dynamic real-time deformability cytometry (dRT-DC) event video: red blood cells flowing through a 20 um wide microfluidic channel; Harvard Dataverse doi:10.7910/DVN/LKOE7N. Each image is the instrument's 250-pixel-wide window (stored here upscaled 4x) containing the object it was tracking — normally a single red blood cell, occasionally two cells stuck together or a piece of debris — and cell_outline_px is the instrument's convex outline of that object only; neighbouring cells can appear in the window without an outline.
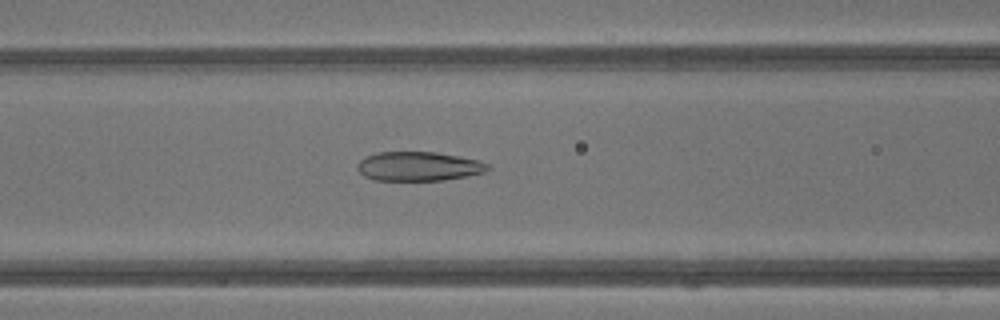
{"species": "common noctule bat (a hibernating species)", "species_latin": "Nyctalus noctula", "temperature_condition": "warm", "stored_images_in_passage": 42, "camera_frame_rate_fps": 3000, "um_per_image_px": 0.085, "animal": {"sex": "male", "body_mass_g": 13.3}, "frame": {"image": 1, "passage_image": 18, "time_ms": 5.667, "image_size_px": [1000, 320], "cell_outline_px": [[488, 168], [484, 172], [468, 176], [444, 180], [376, 180], [364, 176], [356, 168], [356, 164], [364, 156], [376, 152], [436, 152], [480, 160], [488, 164]], "centroid_in_image_um": [35.55, 14.13], "position_along_channel_um": 131.1, "area_um2": 22.25}}
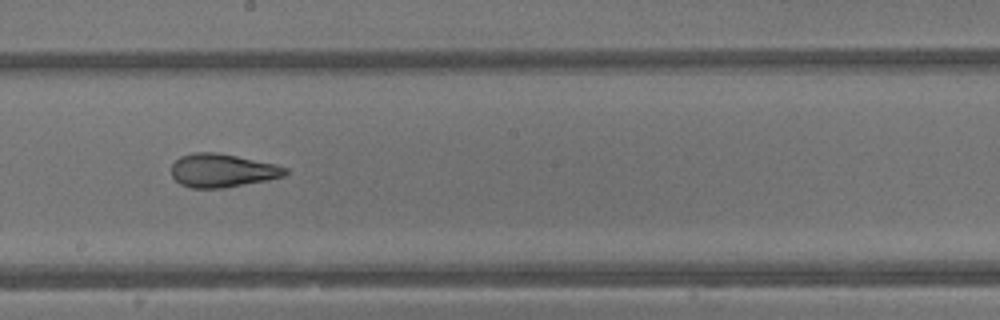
{"frame": {"image": 2, "passage_image": 24, "time_ms": 7.667, "image_size_px": [1000, 320], "cell_outline_px": [[288, 172], [284, 176], [268, 180], [224, 188], [192, 188], [180, 184], [172, 176], [172, 164], [180, 156], [192, 152], [216, 152], [276, 164], [288, 168]], "centroid_in_image_um": [18.9, 14.49], "position_along_channel_um": 229.3, "area_um2": 22.25}}
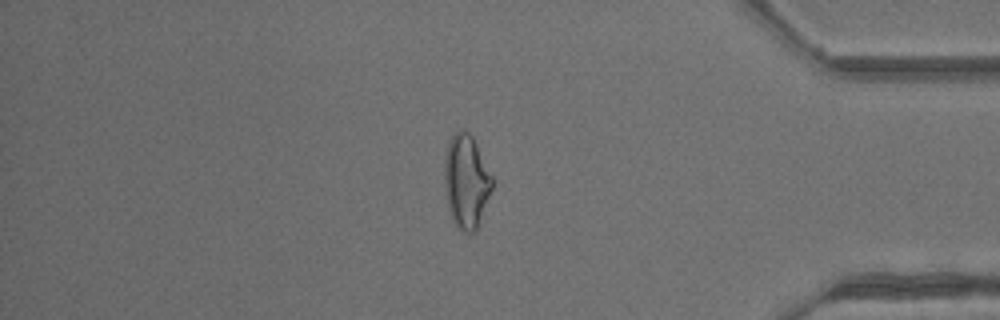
{"frame": {"image": 3, "passage_image": 36, "time_ms": 11.667, "image_size_px": [1000, 320], "cell_outline_px": [[492, 188], [476, 232], [464, 232], [456, 224], [448, 208], [444, 188], [444, 156], [448, 144], [452, 136], [456, 132], [464, 128], [472, 136], [492, 176]], "centroid_in_image_um": [39.61, 15.4], "position_along_channel_um": 395.6, "area_um2": 25.84}, "authors_computed_cell_mechanics": {"area_um2": 25.2875, "velocity_mm_per_s": 4.9084, "shape_relaxation_time_tau1_ms": 5.5997, "shape_relaxation_time_tau2_ms": 1.3707, "deformation_change_tau1": 0.2131, "deformation_change_tau2": 0.0921}}